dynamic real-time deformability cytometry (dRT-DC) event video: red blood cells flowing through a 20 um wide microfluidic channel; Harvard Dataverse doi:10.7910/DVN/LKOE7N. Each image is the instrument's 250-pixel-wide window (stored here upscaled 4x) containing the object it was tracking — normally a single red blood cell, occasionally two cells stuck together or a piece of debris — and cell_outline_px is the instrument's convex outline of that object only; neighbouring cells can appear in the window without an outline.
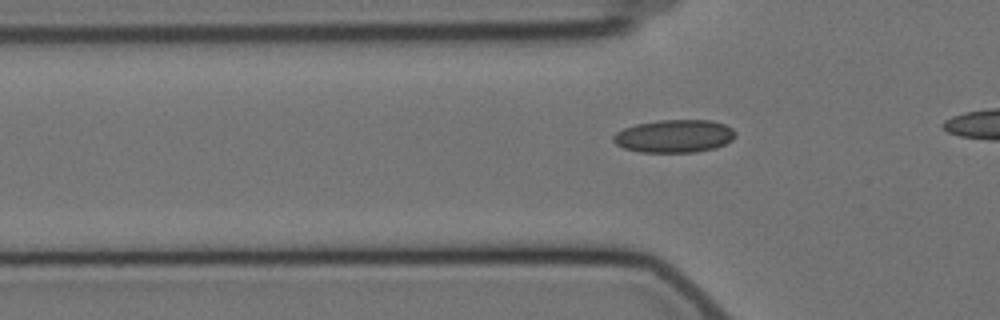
{"species": "Egyptian fruit bat (a non-hibernating species)", "species_latin": "Rousettus aegyptiacus", "temperature_condition": "cold", "stored_images_in_passage": 11, "camera_frame_rate_fps": 3000, "um_per_image_px": 0.085, "animal": {"sex": "female"}, "frame": {"image": 1, "passage_image": 4, "time_ms": 1.0, "image_size_px": [1000, 320], "cell_outline_px": [[736, 136], [732, 140], [716, 148], [696, 152], [640, 152], [624, 148], [616, 144], [612, 140], [612, 136], [616, 132], [624, 128], [636, 124], [660, 120], [712, 120], [724, 124], [732, 128], [736, 132]], "centroid_in_image_um": [57.32, 11.57], "position_along_channel_um": 68.5, "area_um2": 23.52}}
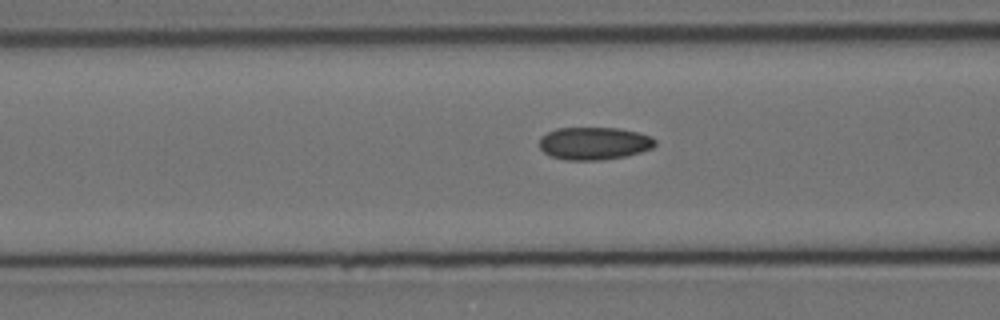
{"frame": {"image": 2, "passage_image": 8, "time_ms": 2.333, "image_size_px": [1000, 320], "cell_outline_px": [[656, 144], [652, 148], [640, 152], [624, 156], [604, 160], [564, 160], [552, 156], [544, 152], [540, 148], [540, 136], [556, 128], [620, 128], [652, 136], [656, 140]], "centroid_in_image_um": [50.5, 12.18], "position_along_channel_um": 116.1, "area_um2": 22.08}}